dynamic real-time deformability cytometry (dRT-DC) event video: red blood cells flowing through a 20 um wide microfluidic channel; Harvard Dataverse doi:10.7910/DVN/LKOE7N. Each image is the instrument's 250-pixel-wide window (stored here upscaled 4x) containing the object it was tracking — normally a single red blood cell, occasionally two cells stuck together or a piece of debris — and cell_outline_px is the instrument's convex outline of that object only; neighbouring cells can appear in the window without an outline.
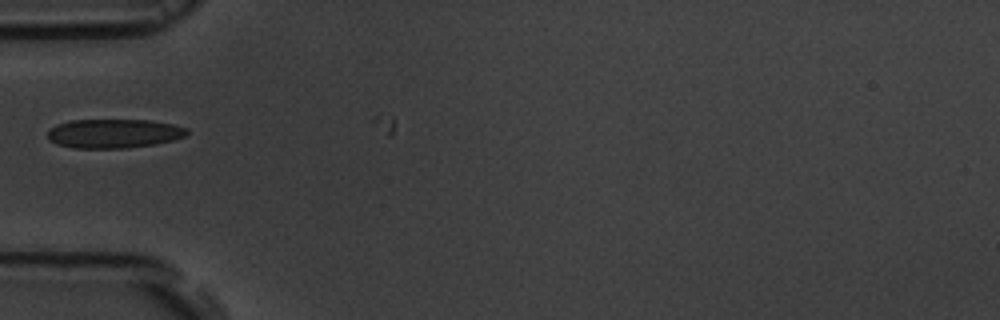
{"species": "common noctule bat (a hibernating species)", "species_latin": "Nyctalus noctula", "temperature_condition": "room temperature", "stored_images_in_passage": 2, "camera_frame_rate_fps": 3000, "um_per_image_px": 0.085, "animal": {"sex": "male", "body_mass_g": 19.5, "forearm_length_mm": 54.6}, "frame": {"image": 1, "passage_image": 1, "time_ms": 0.0, "image_size_px": [1000, 320], "cell_outline_px": [[188, 132], [184, 136], [172, 140], [152, 144], [124, 148], [72, 148], [56, 144], [48, 140], [48, 128], [56, 124], [68, 120], [152, 120], [172, 124], [188, 128]], "centroid_in_image_um": [9.61, 11.34], "position_along_channel_um": 75.4, "area_um2": 23.7}}